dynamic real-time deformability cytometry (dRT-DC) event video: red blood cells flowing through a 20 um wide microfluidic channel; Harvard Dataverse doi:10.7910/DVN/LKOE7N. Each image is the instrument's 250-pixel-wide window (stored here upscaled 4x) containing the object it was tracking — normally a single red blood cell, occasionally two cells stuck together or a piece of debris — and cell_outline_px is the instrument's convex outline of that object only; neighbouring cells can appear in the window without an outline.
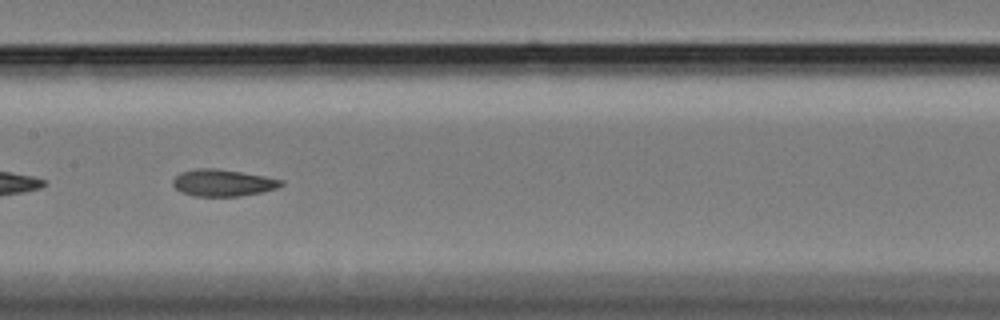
{"species": "Egyptian fruit bat (a non-hibernating species)", "species_latin": "Rousettus aegyptiacus", "temperature_condition": "cold", "stored_images_in_passage": 41, "camera_frame_rate_fps": 3000, "um_per_image_px": 0.085, "animal": {"sex": "female"}, "frame": {"image": 1, "passage_image": 12, "time_ms": 3.667, "image_size_px": [1000, 320], "cell_outline_px": [[284, 184], [276, 188], [260, 192], [240, 196], [192, 196], [180, 192], [172, 184], [172, 180], [180, 172], [196, 168], [216, 168], [264, 176], [284, 180]], "centroid_in_image_um": [18.9, 15.54], "position_along_channel_um": 188.5, "area_um2": 16.94}, "authors_computed_cell_mechanics": {"area_um2": 17.3978, "velocity_mm_per_s": 3.4185, "shape_relaxation_time_tau1_ms": null, "shape_relaxation_time_tau2_ms": 2.8762, "deformation_change_tau1": null, "deformation_change_tau2": 0.0988}}